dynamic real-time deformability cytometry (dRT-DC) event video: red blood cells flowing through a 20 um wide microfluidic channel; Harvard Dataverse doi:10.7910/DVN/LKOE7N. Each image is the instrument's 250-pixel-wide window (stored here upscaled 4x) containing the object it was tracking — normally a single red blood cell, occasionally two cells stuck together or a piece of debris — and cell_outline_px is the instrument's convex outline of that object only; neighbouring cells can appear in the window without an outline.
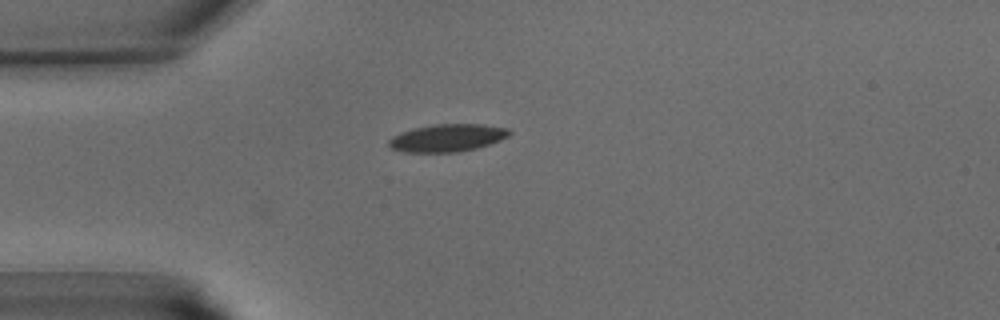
{"species": "common noctule bat (a hibernating species)", "species_latin": "Nyctalus noctula", "temperature_condition": "warm", "stored_images_in_passage": 32, "camera_frame_rate_fps": 3000, "um_per_image_px": 0.085, "animal": {"sex": "male", "body_mass_g": 15.6}, "frame": {"image": 1, "passage_image": 1, "time_ms": 0.0, "image_size_px": [1000, 320], "cell_outline_px": [[512, 132], [508, 136], [500, 140], [476, 148], [460, 152], [404, 152], [392, 148], [388, 144], [388, 140], [392, 136], [400, 132], [416, 128], [436, 124], [484, 124], [508, 128]], "centroid_in_image_um": [38.03, 11.72], "position_along_channel_um": 47.0, "area_um2": 19.31}}
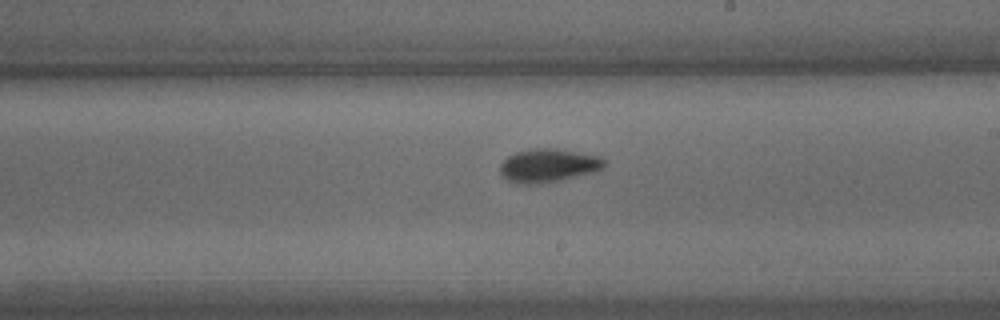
{"frame": {"image": 2, "passage_image": 14, "time_ms": 4.333, "image_size_px": [1000, 320], "cell_outline_px": [[604, 168], [592, 172], [560, 180], [540, 184], [516, 184], [508, 180], [500, 172], [500, 164], [508, 156], [516, 152], [536, 148], [548, 148], [600, 156], [604, 160]], "centroid_in_image_um": [46.57, 14.08], "position_along_channel_um": 242.4, "area_um2": 20.0}}
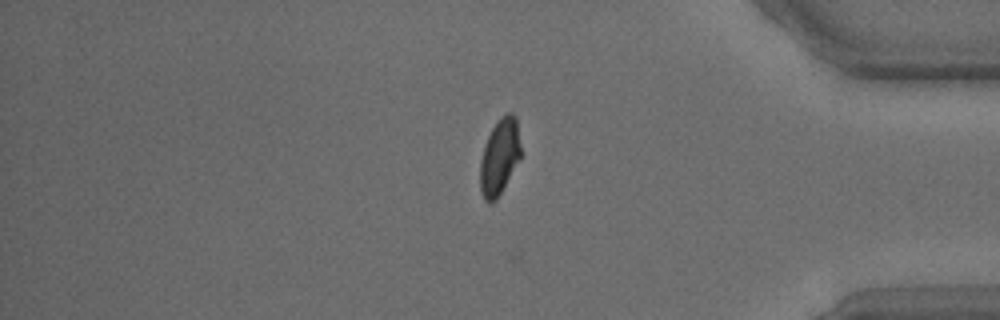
{"frame": {"image": 3, "passage_image": 25, "time_ms": 8.0, "image_size_px": [1000, 320], "cell_outline_px": [[520, 160], [496, 200], [488, 204], [484, 200], [480, 192], [480, 160], [484, 144], [496, 120], [504, 112], [512, 112], [516, 116], [520, 144]], "centroid_in_image_um": [42.45, 13.31], "position_along_channel_um": 392.8, "area_um2": 18.32}}